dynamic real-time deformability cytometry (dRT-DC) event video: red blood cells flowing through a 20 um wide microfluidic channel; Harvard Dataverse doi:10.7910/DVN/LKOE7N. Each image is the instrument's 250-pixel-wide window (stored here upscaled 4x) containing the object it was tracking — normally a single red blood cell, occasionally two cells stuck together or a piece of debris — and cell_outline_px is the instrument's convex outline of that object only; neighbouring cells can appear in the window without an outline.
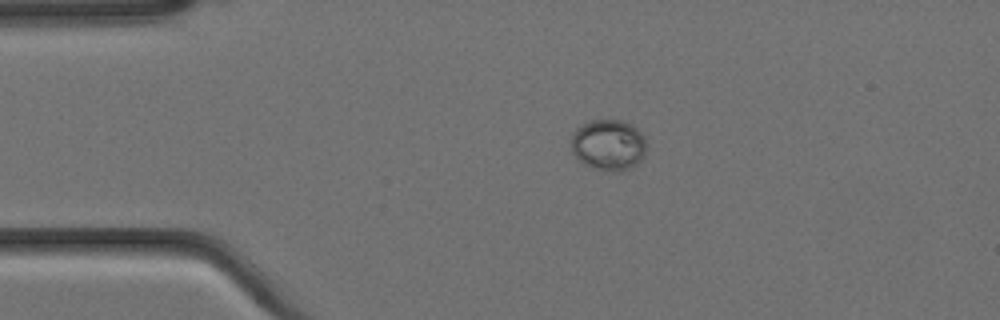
{"species": "Egyptian fruit bat (a non-hibernating species)", "species_latin": "Rousettus aegyptiacus", "temperature_condition": "cold", "stored_images_in_passage": 3, "camera_frame_rate_fps": 3000, "um_per_image_px": 0.085, "animal": {"sex": "female"}, "frame": {"image": 1, "passage_image": 1, "time_ms": 0.0, "image_size_px": [1000, 320], "cell_outline_px": [[644, 156], [632, 168], [620, 172], [612, 172], [592, 168], [584, 164], [572, 152], [572, 132], [576, 128], [592, 120], [620, 120], [632, 124], [644, 136]], "centroid_in_image_um": [51.71, 12.33], "position_along_channel_um": 33.3, "area_um2": 22.37}}